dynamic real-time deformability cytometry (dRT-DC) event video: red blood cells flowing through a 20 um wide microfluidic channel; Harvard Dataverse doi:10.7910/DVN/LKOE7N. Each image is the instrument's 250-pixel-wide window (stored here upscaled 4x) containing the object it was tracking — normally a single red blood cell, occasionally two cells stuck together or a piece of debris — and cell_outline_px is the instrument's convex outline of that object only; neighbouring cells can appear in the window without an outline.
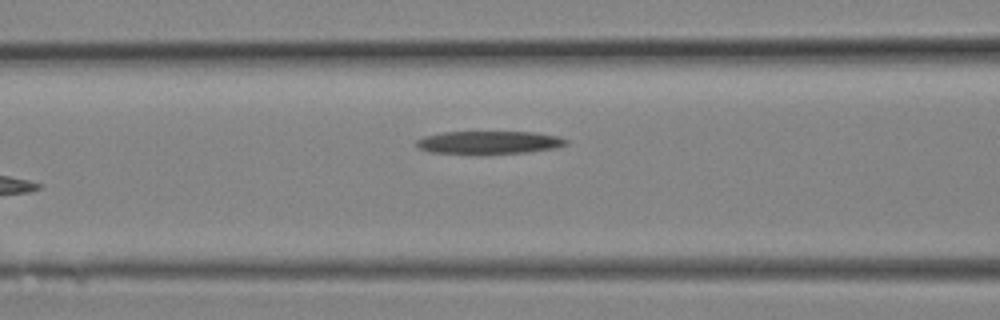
{"species": "Egyptian fruit bat (a non-hibernating species)", "species_latin": "Rousettus aegyptiacus", "temperature_condition": "room temperature", "stored_images_in_passage": 9, "camera_frame_rate_fps": 3000, "um_per_image_px": 0.085, "animal": {"sex": "female"}, "frame": {"image": 1, "passage_image": 9, "time_ms": 2.667, "image_size_px": [1000, 320], "cell_outline_px": [[568, 144], [556, 148], [528, 152], [480, 156], [428, 152], [420, 148], [416, 144], [416, 140], [424, 136], [444, 132], [536, 132], [560, 136], [568, 140]], "centroid_in_image_um": [41.57, 12.14], "position_along_channel_um": 125.0, "area_um2": 20.87}}